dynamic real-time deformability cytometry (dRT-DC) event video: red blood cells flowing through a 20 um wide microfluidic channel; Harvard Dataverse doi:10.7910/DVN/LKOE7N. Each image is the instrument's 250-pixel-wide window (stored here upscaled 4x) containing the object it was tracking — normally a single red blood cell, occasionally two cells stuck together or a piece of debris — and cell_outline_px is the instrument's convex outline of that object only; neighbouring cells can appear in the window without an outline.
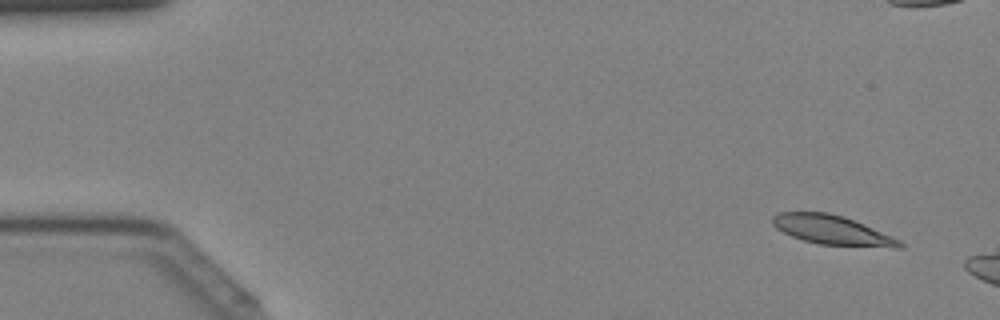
{"species": "Egyptian fruit bat (a non-hibernating species)", "species_latin": "Rousettus aegyptiacus", "temperature_condition": "cold", "stored_images_in_passage": 8, "camera_frame_rate_fps": 3000, "um_per_image_px": 0.085, "animal": {"sex": "female"}, "frame": {"image": 1, "passage_image": 3, "time_ms": 0.667, "image_size_px": [1000, 320], "cell_outline_px": [[904, 248], [896, 248], [820, 244], [804, 240], [792, 236], [776, 228], [772, 224], [772, 216], [780, 212], [828, 212], [844, 216], [900, 240], [904, 244]], "centroid_in_image_um": [70.73, 19.55], "position_along_channel_um": 14.3, "area_um2": 21.5}}